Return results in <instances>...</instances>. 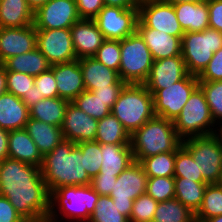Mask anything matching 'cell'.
<instances>
[{
	"label": "cell",
	"instance_id": "obj_48",
	"mask_svg": "<svg viewBox=\"0 0 222 222\" xmlns=\"http://www.w3.org/2000/svg\"><path fill=\"white\" fill-rule=\"evenodd\" d=\"M125 85L126 83L120 79L117 83L111 85V87L95 89L92 92L95 94V97H99L102 101L106 102V106L112 109L113 104L118 99V96Z\"/></svg>",
	"mask_w": 222,
	"mask_h": 222
},
{
	"label": "cell",
	"instance_id": "obj_41",
	"mask_svg": "<svg viewBox=\"0 0 222 222\" xmlns=\"http://www.w3.org/2000/svg\"><path fill=\"white\" fill-rule=\"evenodd\" d=\"M146 194L157 202L175 198L174 177H148Z\"/></svg>",
	"mask_w": 222,
	"mask_h": 222
},
{
	"label": "cell",
	"instance_id": "obj_23",
	"mask_svg": "<svg viewBox=\"0 0 222 222\" xmlns=\"http://www.w3.org/2000/svg\"><path fill=\"white\" fill-rule=\"evenodd\" d=\"M86 90L111 87L120 80L118 71L112 70L93 57L78 59Z\"/></svg>",
	"mask_w": 222,
	"mask_h": 222
},
{
	"label": "cell",
	"instance_id": "obj_45",
	"mask_svg": "<svg viewBox=\"0 0 222 222\" xmlns=\"http://www.w3.org/2000/svg\"><path fill=\"white\" fill-rule=\"evenodd\" d=\"M34 85L36 87V90L39 92V97H58L57 84L53 74V70L51 68L36 76L34 80Z\"/></svg>",
	"mask_w": 222,
	"mask_h": 222
},
{
	"label": "cell",
	"instance_id": "obj_33",
	"mask_svg": "<svg viewBox=\"0 0 222 222\" xmlns=\"http://www.w3.org/2000/svg\"><path fill=\"white\" fill-rule=\"evenodd\" d=\"M153 221L155 222H196L195 213L176 198L158 202Z\"/></svg>",
	"mask_w": 222,
	"mask_h": 222
},
{
	"label": "cell",
	"instance_id": "obj_49",
	"mask_svg": "<svg viewBox=\"0 0 222 222\" xmlns=\"http://www.w3.org/2000/svg\"><path fill=\"white\" fill-rule=\"evenodd\" d=\"M117 180L115 175L97 174L91 179L90 186L99 194L109 196Z\"/></svg>",
	"mask_w": 222,
	"mask_h": 222
},
{
	"label": "cell",
	"instance_id": "obj_9",
	"mask_svg": "<svg viewBox=\"0 0 222 222\" xmlns=\"http://www.w3.org/2000/svg\"><path fill=\"white\" fill-rule=\"evenodd\" d=\"M198 167V176L208 184H216L222 171V145L217 135L193 136L182 140Z\"/></svg>",
	"mask_w": 222,
	"mask_h": 222
},
{
	"label": "cell",
	"instance_id": "obj_47",
	"mask_svg": "<svg viewBox=\"0 0 222 222\" xmlns=\"http://www.w3.org/2000/svg\"><path fill=\"white\" fill-rule=\"evenodd\" d=\"M80 19L93 20L105 6L103 0H76Z\"/></svg>",
	"mask_w": 222,
	"mask_h": 222
},
{
	"label": "cell",
	"instance_id": "obj_29",
	"mask_svg": "<svg viewBox=\"0 0 222 222\" xmlns=\"http://www.w3.org/2000/svg\"><path fill=\"white\" fill-rule=\"evenodd\" d=\"M2 64L6 71L20 72L34 77L51 68V64L37 47L28 53L12 56Z\"/></svg>",
	"mask_w": 222,
	"mask_h": 222
},
{
	"label": "cell",
	"instance_id": "obj_46",
	"mask_svg": "<svg viewBox=\"0 0 222 222\" xmlns=\"http://www.w3.org/2000/svg\"><path fill=\"white\" fill-rule=\"evenodd\" d=\"M199 82L222 81V48L214 53L204 71L198 76Z\"/></svg>",
	"mask_w": 222,
	"mask_h": 222
},
{
	"label": "cell",
	"instance_id": "obj_19",
	"mask_svg": "<svg viewBox=\"0 0 222 222\" xmlns=\"http://www.w3.org/2000/svg\"><path fill=\"white\" fill-rule=\"evenodd\" d=\"M51 69L56 80L58 97L72 102L86 90L78 59L51 65Z\"/></svg>",
	"mask_w": 222,
	"mask_h": 222
},
{
	"label": "cell",
	"instance_id": "obj_54",
	"mask_svg": "<svg viewBox=\"0 0 222 222\" xmlns=\"http://www.w3.org/2000/svg\"><path fill=\"white\" fill-rule=\"evenodd\" d=\"M20 99L30 109L40 100H42L43 97H39V92L36 90V87L34 85L29 91L28 96H22Z\"/></svg>",
	"mask_w": 222,
	"mask_h": 222
},
{
	"label": "cell",
	"instance_id": "obj_12",
	"mask_svg": "<svg viewBox=\"0 0 222 222\" xmlns=\"http://www.w3.org/2000/svg\"><path fill=\"white\" fill-rule=\"evenodd\" d=\"M93 20L106 40H122L137 31L138 8L104 6Z\"/></svg>",
	"mask_w": 222,
	"mask_h": 222
},
{
	"label": "cell",
	"instance_id": "obj_18",
	"mask_svg": "<svg viewBox=\"0 0 222 222\" xmlns=\"http://www.w3.org/2000/svg\"><path fill=\"white\" fill-rule=\"evenodd\" d=\"M37 47L34 24L26 27L0 28V63L8 58L28 53Z\"/></svg>",
	"mask_w": 222,
	"mask_h": 222
},
{
	"label": "cell",
	"instance_id": "obj_25",
	"mask_svg": "<svg viewBox=\"0 0 222 222\" xmlns=\"http://www.w3.org/2000/svg\"><path fill=\"white\" fill-rule=\"evenodd\" d=\"M173 6L177 20L185 33L203 31L209 28L207 1L202 3H178Z\"/></svg>",
	"mask_w": 222,
	"mask_h": 222
},
{
	"label": "cell",
	"instance_id": "obj_17",
	"mask_svg": "<svg viewBox=\"0 0 222 222\" xmlns=\"http://www.w3.org/2000/svg\"><path fill=\"white\" fill-rule=\"evenodd\" d=\"M98 120L69 102L65 109V117L61 125L64 140L74 143L95 141Z\"/></svg>",
	"mask_w": 222,
	"mask_h": 222
},
{
	"label": "cell",
	"instance_id": "obj_5",
	"mask_svg": "<svg viewBox=\"0 0 222 222\" xmlns=\"http://www.w3.org/2000/svg\"><path fill=\"white\" fill-rule=\"evenodd\" d=\"M99 194L90 185L62 186L50 195V217L58 220L88 222L97 204ZM57 207V209H55ZM73 219V220H72Z\"/></svg>",
	"mask_w": 222,
	"mask_h": 222
},
{
	"label": "cell",
	"instance_id": "obj_20",
	"mask_svg": "<svg viewBox=\"0 0 222 222\" xmlns=\"http://www.w3.org/2000/svg\"><path fill=\"white\" fill-rule=\"evenodd\" d=\"M70 30L77 59L93 57L106 40L94 20L80 19Z\"/></svg>",
	"mask_w": 222,
	"mask_h": 222
},
{
	"label": "cell",
	"instance_id": "obj_10",
	"mask_svg": "<svg viewBox=\"0 0 222 222\" xmlns=\"http://www.w3.org/2000/svg\"><path fill=\"white\" fill-rule=\"evenodd\" d=\"M147 180L148 176L142 165L136 161L117 176L109 196L113 199L118 211L128 219L134 200L146 193Z\"/></svg>",
	"mask_w": 222,
	"mask_h": 222
},
{
	"label": "cell",
	"instance_id": "obj_4",
	"mask_svg": "<svg viewBox=\"0 0 222 222\" xmlns=\"http://www.w3.org/2000/svg\"><path fill=\"white\" fill-rule=\"evenodd\" d=\"M111 113L131 135L155 116L153 95L144 84H126Z\"/></svg>",
	"mask_w": 222,
	"mask_h": 222
},
{
	"label": "cell",
	"instance_id": "obj_3",
	"mask_svg": "<svg viewBox=\"0 0 222 222\" xmlns=\"http://www.w3.org/2000/svg\"><path fill=\"white\" fill-rule=\"evenodd\" d=\"M181 145L182 139L177 135L173 121L160 116L149 119L130 135L136 162L159 153L176 152Z\"/></svg>",
	"mask_w": 222,
	"mask_h": 222
},
{
	"label": "cell",
	"instance_id": "obj_43",
	"mask_svg": "<svg viewBox=\"0 0 222 222\" xmlns=\"http://www.w3.org/2000/svg\"><path fill=\"white\" fill-rule=\"evenodd\" d=\"M158 202L148 194L140 195L133 202L129 222H150L154 218Z\"/></svg>",
	"mask_w": 222,
	"mask_h": 222
},
{
	"label": "cell",
	"instance_id": "obj_15",
	"mask_svg": "<svg viewBox=\"0 0 222 222\" xmlns=\"http://www.w3.org/2000/svg\"><path fill=\"white\" fill-rule=\"evenodd\" d=\"M79 20L76 0H49L34 12L36 29H67Z\"/></svg>",
	"mask_w": 222,
	"mask_h": 222
},
{
	"label": "cell",
	"instance_id": "obj_57",
	"mask_svg": "<svg viewBox=\"0 0 222 222\" xmlns=\"http://www.w3.org/2000/svg\"><path fill=\"white\" fill-rule=\"evenodd\" d=\"M165 2L169 3V4H178V3H185V2H192V3H202L205 2L207 0H164Z\"/></svg>",
	"mask_w": 222,
	"mask_h": 222
},
{
	"label": "cell",
	"instance_id": "obj_56",
	"mask_svg": "<svg viewBox=\"0 0 222 222\" xmlns=\"http://www.w3.org/2000/svg\"><path fill=\"white\" fill-rule=\"evenodd\" d=\"M49 0H26L31 9L35 12L40 6L47 3Z\"/></svg>",
	"mask_w": 222,
	"mask_h": 222
},
{
	"label": "cell",
	"instance_id": "obj_58",
	"mask_svg": "<svg viewBox=\"0 0 222 222\" xmlns=\"http://www.w3.org/2000/svg\"><path fill=\"white\" fill-rule=\"evenodd\" d=\"M34 222H61L60 220L56 221L53 220L50 216L48 217H44V218H40L38 220H35Z\"/></svg>",
	"mask_w": 222,
	"mask_h": 222
},
{
	"label": "cell",
	"instance_id": "obj_27",
	"mask_svg": "<svg viewBox=\"0 0 222 222\" xmlns=\"http://www.w3.org/2000/svg\"><path fill=\"white\" fill-rule=\"evenodd\" d=\"M25 129L43 157L64 140L61 127L33 118H29Z\"/></svg>",
	"mask_w": 222,
	"mask_h": 222
},
{
	"label": "cell",
	"instance_id": "obj_13",
	"mask_svg": "<svg viewBox=\"0 0 222 222\" xmlns=\"http://www.w3.org/2000/svg\"><path fill=\"white\" fill-rule=\"evenodd\" d=\"M138 20L147 28L163 31L175 37H182L183 31L173 4L164 0H148L139 3Z\"/></svg>",
	"mask_w": 222,
	"mask_h": 222
},
{
	"label": "cell",
	"instance_id": "obj_7",
	"mask_svg": "<svg viewBox=\"0 0 222 222\" xmlns=\"http://www.w3.org/2000/svg\"><path fill=\"white\" fill-rule=\"evenodd\" d=\"M120 49V79L126 84H144L154 61L144 39L136 31L120 40Z\"/></svg>",
	"mask_w": 222,
	"mask_h": 222
},
{
	"label": "cell",
	"instance_id": "obj_34",
	"mask_svg": "<svg viewBox=\"0 0 222 222\" xmlns=\"http://www.w3.org/2000/svg\"><path fill=\"white\" fill-rule=\"evenodd\" d=\"M148 177H174L175 152H164L139 162Z\"/></svg>",
	"mask_w": 222,
	"mask_h": 222
},
{
	"label": "cell",
	"instance_id": "obj_14",
	"mask_svg": "<svg viewBox=\"0 0 222 222\" xmlns=\"http://www.w3.org/2000/svg\"><path fill=\"white\" fill-rule=\"evenodd\" d=\"M37 48L51 65L76 60L70 28L36 29Z\"/></svg>",
	"mask_w": 222,
	"mask_h": 222
},
{
	"label": "cell",
	"instance_id": "obj_42",
	"mask_svg": "<svg viewBox=\"0 0 222 222\" xmlns=\"http://www.w3.org/2000/svg\"><path fill=\"white\" fill-rule=\"evenodd\" d=\"M120 40H105L93 56L106 67L118 71L121 61Z\"/></svg>",
	"mask_w": 222,
	"mask_h": 222
},
{
	"label": "cell",
	"instance_id": "obj_26",
	"mask_svg": "<svg viewBox=\"0 0 222 222\" xmlns=\"http://www.w3.org/2000/svg\"><path fill=\"white\" fill-rule=\"evenodd\" d=\"M102 165L98 174L118 176L135 162L130 145L101 144Z\"/></svg>",
	"mask_w": 222,
	"mask_h": 222
},
{
	"label": "cell",
	"instance_id": "obj_59",
	"mask_svg": "<svg viewBox=\"0 0 222 222\" xmlns=\"http://www.w3.org/2000/svg\"><path fill=\"white\" fill-rule=\"evenodd\" d=\"M204 222H222V215L208 218Z\"/></svg>",
	"mask_w": 222,
	"mask_h": 222
},
{
	"label": "cell",
	"instance_id": "obj_16",
	"mask_svg": "<svg viewBox=\"0 0 222 222\" xmlns=\"http://www.w3.org/2000/svg\"><path fill=\"white\" fill-rule=\"evenodd\" d=\"M188 74L183 57L173 56L153 61L144 85L153 95L157 90L166 89Z\"/></svg>",
	"mask_w": 222,
	"mask_h": 222
},
{
	"label": "cell",
	"instance_id": "obj_6",
	"mask_svg": "<svg viewBox=\"0 0 222 222\" xmlns=\"http://www.w3.org/2000/svg\"><path fill=\"white\" fill-rule=\"evenodd\" d=\"M181 56L188 74L199 76L222 48V32L206 28L203 31L188 32L181 39Z\"/></svg>",
	"mask_w": 222,
	"mask_h": 222
},
{
	"label": "cell",
	"instance_id": "obj_28",
	"mask_svg": "<svg viewBox=\"0 0 222 222\" xmlns=\"http://www.w3.org/2000/svg\"><path fill=\"white\" fill-rule=\"evenodd\" d=\"M34 24V11L26 0H0V28Z\"/></svg>",
	"mask_w": 222,
	"mask_h": 222
},
{
	"label": "cell",
	"instance_id": "obj_8",
	"mask_svg": "<svg viewBox=\"0 0 222 222\" xmlns=\"http://www.w3.org/2000/svg\"><path fill=\"white\" fill-rule=\"evenodd\" d=\"M177 135L182 139L214 134L217 130L204 92L198 86L190 95L178 117L173 121ZM213 128H211V127Z\"/></svg>",
	"mask_w": 222,
	"mask_h": 222
},
{
	"label": "cell",
	"instance_id": "obj_35",
	"mask_svg": "<svg viewBox=\"0 0 222 222\" xmlns=\"http://www.w3.org/2000/svg\"><path fill=\"white\" fill-rule=\"evenodd\" d=\"M222 215V188L217 184H208L201 207L195 213L196 222Z\"/></svg>",
	"mask_w": 222,
	"mask_h": 222
},
{
	"label": "cell",
	"instance_id": "obj_53",
	"mask_svg": "<svg viewBox=\"0 0 222 222\" xmlns=\"http://www.w3.org/2000/svg\"><path fill=\"white\" fill-rule=\"evenodd\" d=\"M9 131L0 128V162L8 158Z\"/></svg>",
	"mask_w": 222,
	"mask_h": 222
},
{
	"label": "cell",
	"instance_id": "obj_11",
	"mask_svg": "<svg viewBox=\"0 0 222 222\" xmlns=\"http://www.w3.org/2000/svg\"><path fill=\"white\" fill-rule=\"evenodd\" d=\"M199 86L198 76L187 74L182 80L153 94L155 116L174 121Z\"/></svg>",
	"mask_w": 222,
	"mask_h": 222
},
{
	"label": "cell",
	"instance_id": "obj_36",
	"mask_svg": "<svg viewBox=\"0 0 222 222\" xmlns=\"http://www.w3.org/2000/svg\"><path fill=\"white\" fill-rule=\"evenodd\" d=\"M72 103L96 120H100L111 113V109L106 106V102L99 97H95V94L89 90L83 91Z\"/></svg>",
	"mask_w": 222,
	"mask_h": 222
},
{
	"label": "cell",
	"instance_id": "obj_60",
	"mask_svg": "<svg viewBox=\"0 0 222 222\" xmlns=\"http://www.w3.org/2000/svg\"><path fill=\"white\" fill-rule=\"evenodd\" d=\"M217 130H218L219 133L216 131L215 134L217 135V137L220 140V143L222 145V124H221L219 129L217 128Z\"/></svg>",
	"mask_w": 222,
	"mask_h": 222
},
{
	"label": "cell",
	"instance_id": "obj_51",
	"mask_svg": "<svg viewBox=\"0 0 222 222\" xmlns=\"http://www.w3.org/2000/svg\"><path fill=\"white\" fill-rule=\"evenodd\" d=\"M25 221L15 210L9 200L0 195V222H23Z\"/></svg>",
	"mask_w": 222,
	"mask_h": 222
},
{
	"label": "cell",
	"instance_id": "obj_30",
	"mask_svg": "<svg viewBox=\"0 0 222 222\" xmlns=\"http://www.w3.org/2000/svg\"><path fill=\"white\" fill-rule=\"evenodd\" d=\"M68 103L60 97L43 98L29 109L30 118L61 127Z\"/></svg>",
	"mask_w": 222,
	"mask_h": 222
},
{
	"label": "cell",
	"instance_id": "obj_2",
	"mask_svg": "<svg viewBox=\"0 0 222 222\" xmlns=\"http://www.w3.org/2000/svg\"><path fill=\"white\" fill-rule=\"evenodd\" d=\"M50 195L62 186L90 185L91 178L84 168V155L76 143L63 140L43 157L40 168Z\"/></svg>",
	"mask_w": 222,
	"mask_h": 222
},
{
	"label": "cell",
	"instance_id": "obj_21",
	"mask_svg": "<svg viewBox=\"0 0 222 222\" xmlns=\"http://www.w3.org/2000/svg\"><path fill=\"white\" fill-rule=\"evenodd\" d=\"M137 32L144 39L154 61L181 55V39L163 31L145 27L139 20L137 22Z\"/></svg>",
	"mask_w": 222,
	"mask_h": 222
},
{
	"label": "cell",
	"instance_id": "obj_1",
	"mask_svg": "<svg viewBox=\"0 0 222 222\" xmlns=\"http://www.w3.org/2000/svg\"><path fill=\"white\" fill-rule=\"evenodd\" d=\"M0 195L24 220L34 222L50 215V193L40 167L10 158L1 161Z\"/></svg>",
	"mask_w": 222,
	"mask_h": 222
},
{
	"label": "cell",
	"instance_id": "obj_61",
	"mask_svg": "<svg viewBox=\"0 0 222 222\" xmlns=\"http://www.w3.org/2000/svg\"><path fill=\"white\" fill-rule=\"evenodd\" d=\"M216 184L222 188V171H221L220 177L218 179V182Z\"/></svg>",
	"mask_w": 222,
	"mask_h": 222
},
{
	"label": "cell",
	"instance_id": "obj_39",
	"mask_svg": "<svg viewBox=\"0 0 222 222\" xmlns=\"http://www.w3.org/2000/svg\"><path fill=\"white\" fill-rule=\"evenodd\" d=\"M199 87L204 92L214 122L222 124V81L199 82Z\"/></svg>",
	"mask_w": 222,
	"mask_h": 222
},
{
	"label": "cell",
	"instance_id": "obj_22",
	"mask_svg": "<svg viewBox=\"0 0 222 222\" xmlns=\"http://www.w3.org/2000/svg\"><path fill=\"white\" fill-rule=\"evenodd\" d=\"M8 158L40 168L43 163L42 154L25 128L9 131Z\"/></svg>",
	"mask_w": 222,
	"mask_h": 222
},
{
	"label": "cell",
	"instance_id": "obj_62",
	"mask_svg": "<svg viewBox=\"0 0 222 222\" xmlns=\"http://www.w3.org/2000/svg\"><path fill=\"white\" fill-rule=\"evenodd\" d=\"M138 3L144 2V1H148V0H136Z\"/></svg>",
	"mask_w": 222,
	"mask_h": 222
},
{
	"label": "cell",
	"instance_id": "obj_32",
	"mask_svg": "<svg viewBox=\"0 0 222 222\" xmlns=\"http://www.w3.org/2000/svg\"><path fill=\"white\" fill-rule=\"evenodd\" d=\"M95 141L100 144L130 145V134L112 114L98 120Z\"/></svg>",
	"mask_w": 222,
	"mask_h": 222
},
{
	"label": "cell",
	"instance_id": "obj_24",
	"mask_svg": "<svg viewBox=\"0 0 222 222\" xmlns=\"http://www.w3.org/2000/svg\"><path fill=\"white\" fill-rule=\"evenodd\" d=\"M30 118L29 108L15 95L0 96V128L7 131L23 129Z\"/></svg>",
	"mask_w": 222,
	"mask_h": 222
},
{
	"label": "cell",
	"instance_id": "obj_44",
	"mask_svg": "<svg viewBox=\"0 0 222 222\" xmlns=\"http://www.w3.org/2000/svg\"><path fill=\"white\" fill-rule=\"evenodd\" d=\"M7 92L18 98L28 96L29 91L34 86L35 77L14 71H6Z\"/></svg>",
	"mask_w": 222,
	"mask_h": 222
},
{
	"label": "cell",
	"instance_id": "obj_40",
	"mask_svg": "<svg viewBox=\"0 0 222 222\" xmlns=\"http://www.w3.org/2000/svg\"><path fill=\"white\" fill-rule=\"evenodd\" d=\"M84 155V168L89 177L94 178L101 170V144L96 141H85L76 144Z\"/></svg>",
	"mask_w": 222,
	"mask_h": 222
},
{
	"label": "cell",
	"instance_id": "obj_55",
	"mask_svg": "<svg viewBox=\"0 0 222 222\" xmlns=\"http://www.w3.org/2000/svg\"><path fill=\"white\" fill-rule=\"evenodd\" d=\"M7 92L6 70L2 63H0V96Z\"/></svg>",
	"mask_w": 222,
	"mask_h": 222
},
{
	"label": "cell",
	"instance_id": "obj_31",
	"mask_svg": "<svg viewBox=\"0 0 222 222\" xmlns=\"http://www.w3.org/2000/svg\"><path fill=\"white\" fill-rule=\"evenodd\" d=\"M175 198L192 212L201 207L207 182H194L183 177H174Z\"/></svg>",
	"mask_w": 222,
	"mask_h": 222
},
{
	"label": "cell",
	"instance_id": "obj_37",
	"mask_svg": "<svg viewBox=\"0 0 222 222\" xmlns=\"http://www.w3.org/2000/svg\"><path fill=\"white\" fill-rule=\"evenodd\" d=\"M174 177H183L194 182H206L203 176H198V167L191 153L181 145L175 152Z\"/></svg>",
	"mask_w": 222,
	"mask_h": 222
},
{
	"label": "cell",
	"instance_id": "obj_50",
	"mask_svg": "<svg viewBox=\"0 0 222 222\" xmlns=\"http://www.w3.org/2000/svg\"><path fill=\"white\" fill-rule=\"evenodd\" d=\"M209 28L222 32V0H207Z\"/></svg>",
	"mask_w": 222,
	"mask_h": 222
},
{
	"label": "cell",
	"instance_id": "obj_38",
	"mask_svg": "<svg viewBox=\"0 0 222 222\" xmlns=\"http://www.w3.org/2000/svg\"><path fill=\"white\" fill-rule=\"evenodd\" d=\"M118 210L110 196L99 195L88 222H129V219Z\"/></svg>",
	"mask_w": 222,
	"mask_h": 222
},
{
	"label": "cell",
	"instance_id": "obj_52",
	"mask_svg": "<svg viewBox=\"0 0 222 222\" xmlns=\"http://www.w3.org/2000/svg\"><path fill=\"white\" fill-rule=\"evenodd\" d=\"M105 6L120 7L123 9L138 8L139 3L136 0H103Z\"/></svg>",
	"mask_w": 222,
	"mask_h": 222
}]
</instances>
